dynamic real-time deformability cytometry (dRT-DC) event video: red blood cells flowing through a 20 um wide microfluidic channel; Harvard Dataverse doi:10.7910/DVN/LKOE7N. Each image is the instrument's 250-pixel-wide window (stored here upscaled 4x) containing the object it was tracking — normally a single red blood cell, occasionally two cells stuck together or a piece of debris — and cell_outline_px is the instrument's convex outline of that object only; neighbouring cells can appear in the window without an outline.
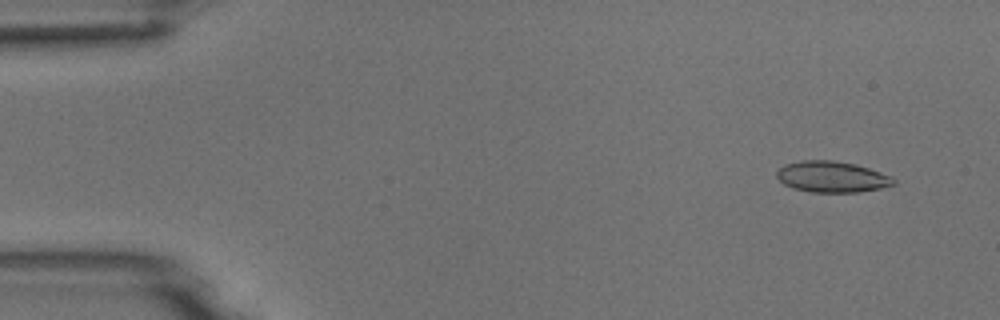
{"species": "common noctule bat (a hibernating species)", "species_latin": "Nyctalus noctula", "temperature_condition": "room temperature", "stored_images_in_passage": 37, "camera_frame_rate_fps": 3000, "um_per_image_px": 0.085, "animal": {"sex": "male", "body_mass_g": 18.8}, "frame": {"image": 1, "passage_image": 4, "time_ms": 1.0, "image_size_px": [1000, 320], "cell_outline_px": [[896, 184], [880, 188], [856, 192], [812, 192], [792, 188], [784, 184], [776, 176], [776, 172], [784, 164], [804, 160], [832, 160], [856, 164], [892, 176], [896, 180]], "centroid_in_image_um": [70.72, 15.02], "position_along_channel_um": 14.3, "area_um2": 21.15}}
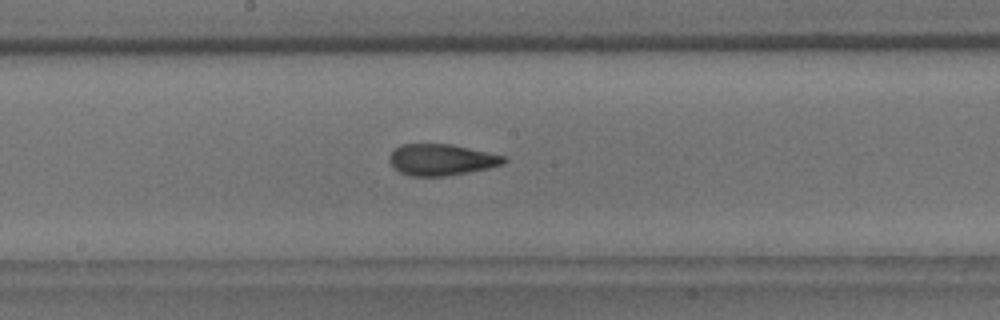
{"frame": {"image": 2, "passage_image": 28, "time_ms": 9.0, "image_size_px": [1000, 320], "cell_outline_px": [[508, 160], [504, 164], [488, 168], [468, 172], [444, 176], [412, 176], [400, 172], [392, 168], [388, 160], [388, 156], [400, 144], [452, 144], [508, 156]], "centroid_in_image_um": [37.53, 13.57], "position_along_channel_um": 210.7, "area_um2": 21.15}}
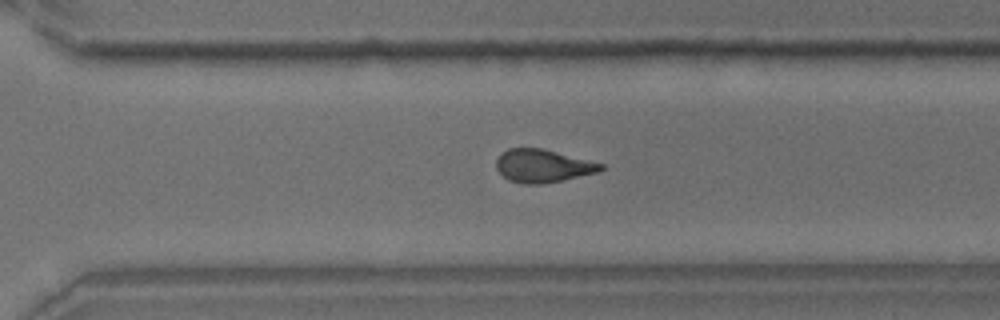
{"frame": {"image": 3, "passage_image": 37, "time_ms": 12.0, "image_size_px": [1000, 320], "cell_outline_px": [[604, 168], [600, 172], [540, 184], [524, 184], [508, 180], [496, 168], [496, 160], [508, 148], [540, 148], [604, 164]], "centroid_in_image_um": [46.14, 14.1], "position_along_channel_um": 324.5, "area_um2": 19.77}}